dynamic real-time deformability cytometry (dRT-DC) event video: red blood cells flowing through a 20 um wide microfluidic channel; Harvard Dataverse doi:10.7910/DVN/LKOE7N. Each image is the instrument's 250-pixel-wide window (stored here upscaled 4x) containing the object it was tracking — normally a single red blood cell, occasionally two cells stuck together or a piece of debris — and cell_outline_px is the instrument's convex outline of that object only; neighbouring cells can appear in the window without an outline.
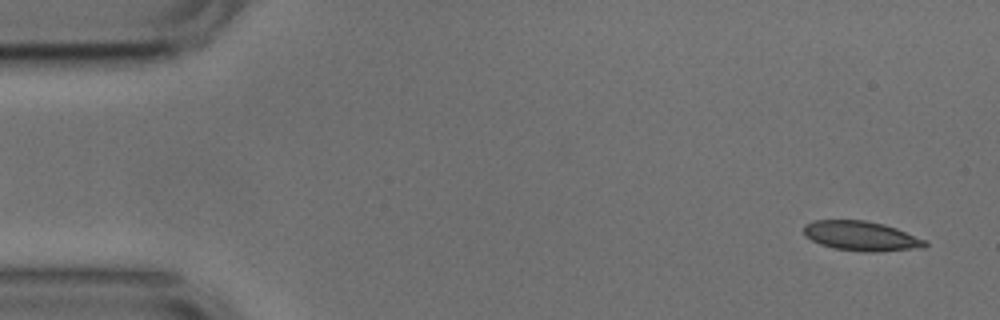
{"species": "common noctule bat (a hibernating species)", "species_latin": "Nyctalus noctula", "temperature_condition": "cold", "stored_images_in_passage": 29, "camera_frame_rate_fps": 3000, "um_per_image_px": 0.085, "animal": {"sex": "male", "body_mass_g": 17.9, "forearm_length_mm": 54.2}, "frame": {"image": 1, "passage_image": 2, "time_ms": 0.333, "image_size_px": [1000, 320], "cell_outline_px": [[928, 244], [924, 248], [880, 252], [864, 252], [836, 248], [820, 244], [804, 236], [804, 224], [812, 220], [864, 220], [884, 224], [896, 228], [928, 240]], "centroid_in_image_um": [73.24, 20.06], "position_along_channel_um": 11.8, "area_um2": 21.21}}
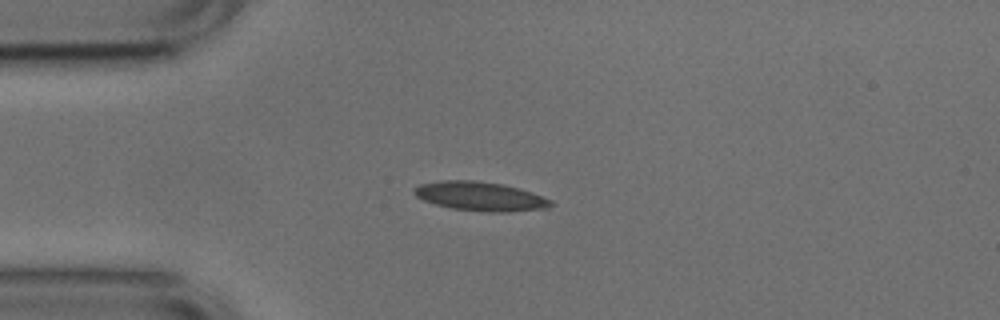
{"frame": {"image": 2, "passage_image": 12, "time_ms": 3.667, "image_size_px": [1000, 320], "cell_outline_px": [[552, 204], [548, 208], [508, 212], [492, 212], [452, 208], [436, 204], [424, 200], [416, 196], [412, 192], [412, 188], [420, 184], [440, 180], [476, 180], [504, 184], [520, 188], [532, 192], [552, 200]], "centroid_in_image_um": [40.82, 16.67], "position_along_channel_um": 44.2, "area_um2": 23.24}}
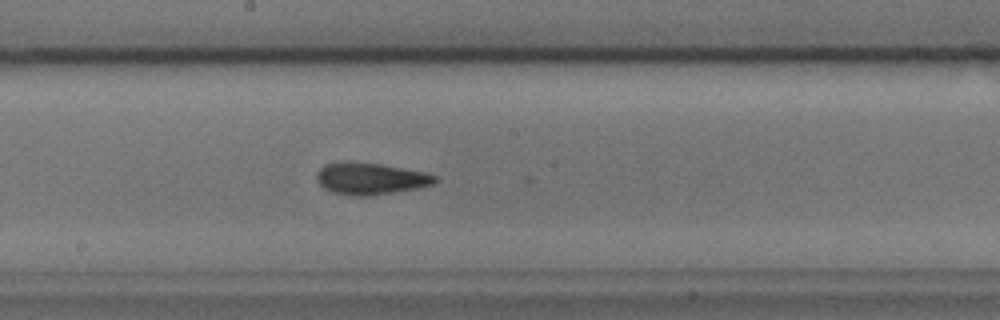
{"frame": {"image": 3, "passage_image": 27, "time_ms": 8.667, "image_size_px": [1000, 320], "cell_outline_px": [[440, 180], [432, 184], [420, 188], [372, 196], [352, 196], [332, 192], [324, 188], [316, 180], [316, 172], [324, 164], [340, 160], [380, 164], [428, 172], [440, 176]], "centroid_in_image_um": [31.52, 15.17], "position_along_channel_um": 216.7, "area_um2": 22.6}}